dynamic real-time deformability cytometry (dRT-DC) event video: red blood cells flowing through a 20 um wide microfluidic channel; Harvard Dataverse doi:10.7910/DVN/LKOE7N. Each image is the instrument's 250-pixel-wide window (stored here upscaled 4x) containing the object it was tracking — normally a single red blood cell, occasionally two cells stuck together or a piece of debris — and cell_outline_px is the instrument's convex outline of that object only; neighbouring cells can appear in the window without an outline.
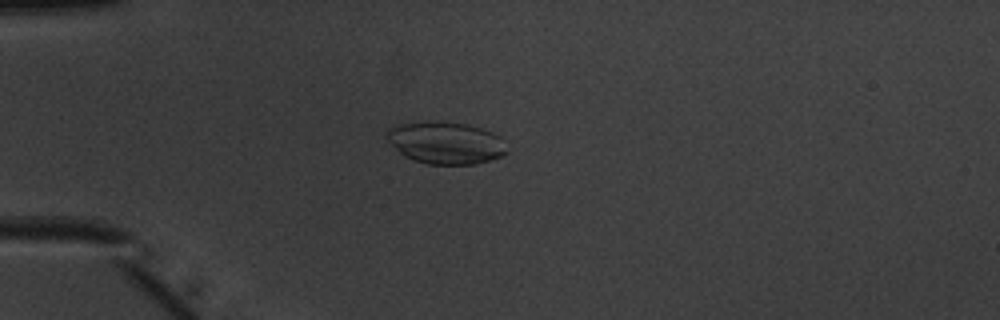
{"species": "common noctule bat (a hibernating species)", "species_latin": "Nyctalus noctula", "temperature_condition": "warm", "stored_images_in_passage": 4, "camera_frame_rate_fps": 3000, "um_per_image_px": 0.085, "animal": {"sex": "male", "body_mass_g": 20.1, "forearm_length_mm": 53.5}, "frame": {"image": 1, "passage_image": 1, "time_ms": 0.0, "image_size_px": [1000, 320], "cell_outline_px": [[504, 152], [500, 156], [476, 164], [428, 164], [404, 156], [388, 140], [388, 128], [400, 124], [428, 120], [468, 124], [492, 132], [500, 136]], "centroid_in_image_um": [37.85, 12.12], "position_along_channel_um": 47.2, "area_um2": 28.96}}